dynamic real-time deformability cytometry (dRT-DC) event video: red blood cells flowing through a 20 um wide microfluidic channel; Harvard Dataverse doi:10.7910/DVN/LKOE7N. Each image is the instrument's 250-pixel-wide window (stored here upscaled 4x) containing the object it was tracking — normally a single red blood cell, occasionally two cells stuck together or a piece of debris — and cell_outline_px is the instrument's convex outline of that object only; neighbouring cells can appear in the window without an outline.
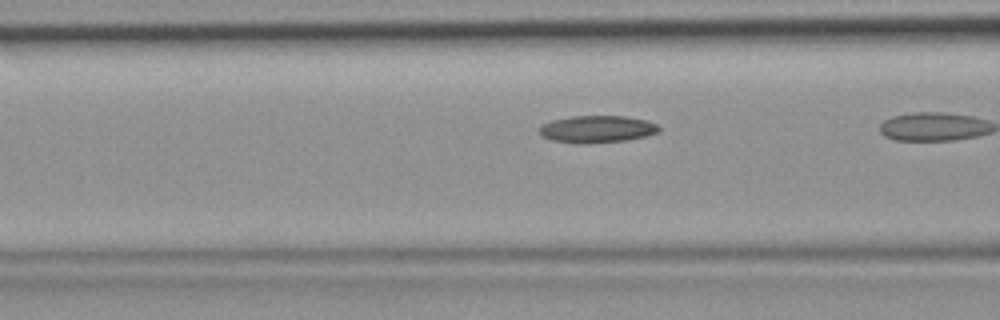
{"species": "common noctule bat (a hibernating species)", "species_latin": "Nyctalus noctula", "temperature_condition": "room temperature", "stored_images_in_passage": 10, "camera_frame_rate_fps": 3000, "um_per_image_px": 0.085, "animal": {"sex": "female", "body_mass_g": 19.9}, "frame": {"image": 1, "passage_image": 9, "time_ms": 2.667, "image_size_px": [1000, 320], "cell_outline_px": [[660, 132], [628, 140], [588, 144], [580, 144], [552, 140], [540, 136], [540, 124], [552, 120], [572, 116], [624, 116], [644, 120], [656, 124], [660, 128]], "centroid_in_image_um": [50.71, 10.98], "position_along_channel_um": 115.9, "area_um2": 19.02}}